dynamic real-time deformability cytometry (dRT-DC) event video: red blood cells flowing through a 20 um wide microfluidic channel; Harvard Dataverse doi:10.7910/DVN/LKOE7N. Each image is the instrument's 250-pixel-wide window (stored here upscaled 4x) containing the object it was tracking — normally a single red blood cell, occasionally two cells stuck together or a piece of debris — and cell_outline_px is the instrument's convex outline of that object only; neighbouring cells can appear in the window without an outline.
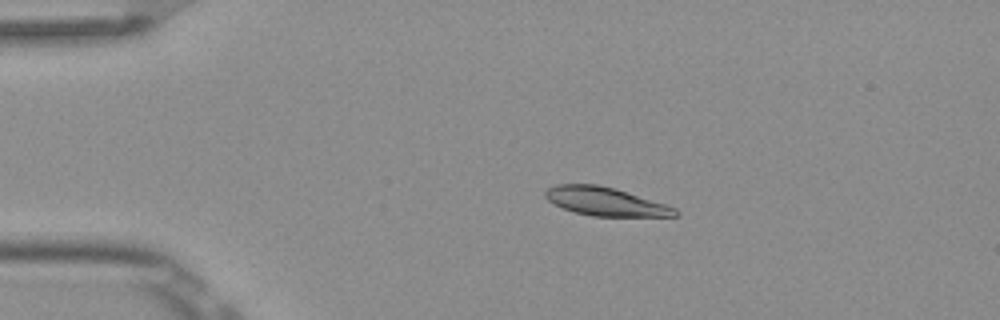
{"species": "Egyptian fruit bat (a non-hibernating species)", "species_latin": "Rousettus aegyptiacus", "temperature_condition": "room temperature", "stored_images_in_passage": 4, "camera_frame_rate_fps": 3000, "um_per_image_px": 0.085, "frame": {"image": 1, "passage_image": 1, "time_ms": 0.0, "image_size_px": [1000, 320], "cell_outline_px": [[680, 216], [592, 216], [576, 212], [564, 208], [548, 200], [544, 196], [544, 192], [548, 188], [556, 184], [596, 184], [616, 188], [676, 208], [680, 212]], "centroid_in_image_um": [51.47, 17.12], "position_along_channel_um": 33.5, "area_um2": 21.39}}
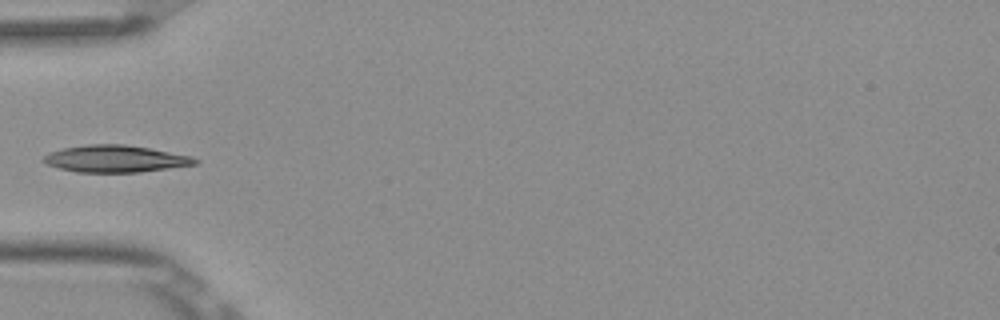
{"frame": {"image": 2, "passage_image": 3, "time_ms": 0.667, "image_size_px": [1000, 320], "cell_outline_px": [[200, 160], [196, 164], [140, 172], [76, 172], [44, 164], [40, 160], [48, 152], [64, 148], [88, 144], [124, 144], [148, 148], [192, 156]], "centroid_in_image_um": [9.76, 13.49], "position_along_channel_um": 75.2, "area_um2": 23.81}}
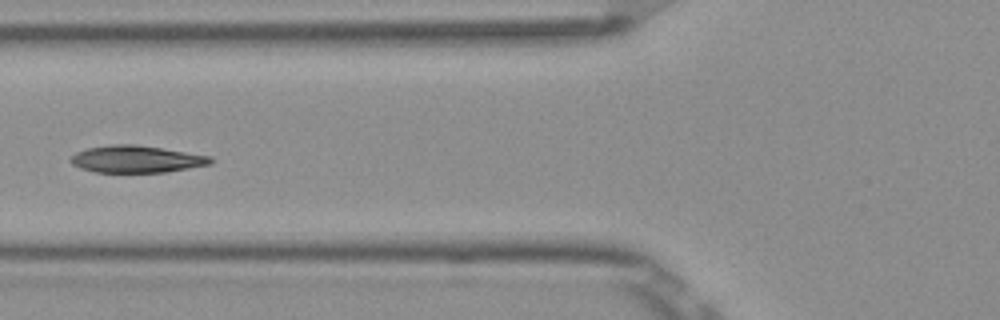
{"frame": {"image": 3, "passage_image": 4, "time_ms": 1.0, "image_size_px": [1000, 320], "cell_outline_px": [[212, 164], [164, 172], [96, 172], [80, 168], [72, 164], [68, 160], [76, 152], [88, 148], [112, 144], [136, 144], [212, 156]], "centroid_in_image_um": [11.58, 13.52], "position_along_channel_um": 114.2, "area_um2": 22.02}}